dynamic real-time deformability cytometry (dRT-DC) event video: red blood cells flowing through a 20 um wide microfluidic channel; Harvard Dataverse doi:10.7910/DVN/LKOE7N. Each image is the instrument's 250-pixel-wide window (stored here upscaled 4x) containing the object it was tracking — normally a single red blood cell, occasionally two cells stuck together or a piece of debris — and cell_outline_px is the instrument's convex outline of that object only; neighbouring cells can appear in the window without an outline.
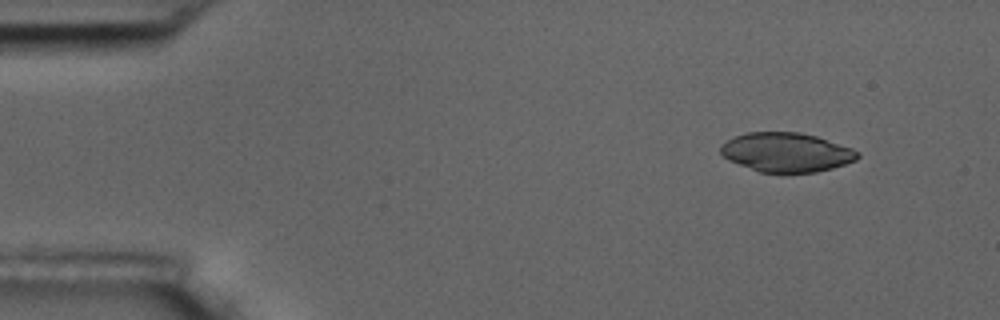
{"species": "common noctule bat (a hibernating species)", "species_latin": "Nyctalus noctula", "temperature_condition": "room temperature", "stored_images_in_passage": 6, "camera_frame_rate_fps": 3000, "um_per_image_px": 0.085, "animal": {"sex": "male", "body_mass_g": 17.5, "forearm_length_mm": 52.3}, "frame": {"image": 1, "passage_image": 2, "time_ms": 1.333, "image_size_px": [1000, 320], "cell_outline_px": [[860, 156], [856, 160], [832, 168], [816, 172], [760, 172], [728, 160], [720, 152], [720, 144], [736, 136], [748, 132], [800, 132], [816, 136], [852, 148], [860, 152]], "centroid_in_image_um": [66.85, 12.94], "position_along_channel_um": 18.2, "area_um2": 31.15}}